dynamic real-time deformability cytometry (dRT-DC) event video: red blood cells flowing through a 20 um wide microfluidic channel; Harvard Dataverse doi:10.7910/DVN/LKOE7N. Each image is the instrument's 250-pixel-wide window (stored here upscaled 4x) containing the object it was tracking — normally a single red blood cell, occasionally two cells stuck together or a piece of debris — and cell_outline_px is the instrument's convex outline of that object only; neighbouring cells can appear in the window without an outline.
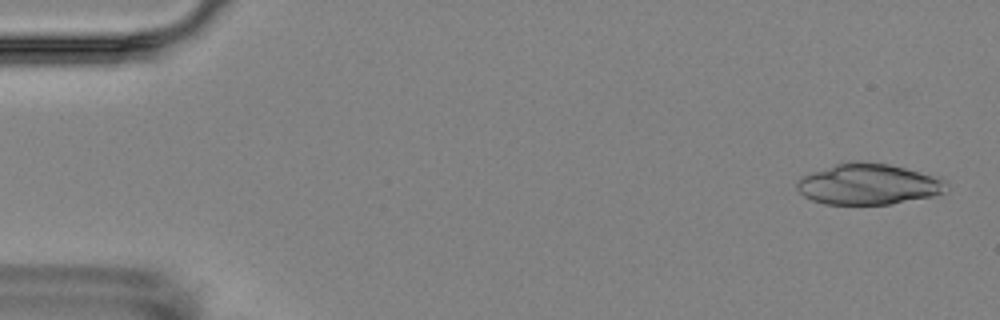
{"species": "Egyptian fruit bat (a non-hibernating species)", "species_latin": "Rousettus aegyptiacus", "temperature_condition": "room temperature", "stored_images_in_passage": 6, "camera_frame_rate_fps": 3000, "um_per_image_px": 0.085, "animal": {"sex": "female"}, "frame": {"image": 1, "passage_image": 1, "time_ms": 0.0, "image_size_px": [1000, 320], "cell_outline_px": [[948, 192], [932, 196], [892, 204], [824, 204], [812, 200], [804, 196], [796, 188], [796, 180], [800, 176], [848, 160], [856, 160], [888, 164], [940, 176], [948, 180]], "centroid_in_image_um": [73.86, 15.65], "position_along_channel_um": 11.1, "area_um2": 36.24}}